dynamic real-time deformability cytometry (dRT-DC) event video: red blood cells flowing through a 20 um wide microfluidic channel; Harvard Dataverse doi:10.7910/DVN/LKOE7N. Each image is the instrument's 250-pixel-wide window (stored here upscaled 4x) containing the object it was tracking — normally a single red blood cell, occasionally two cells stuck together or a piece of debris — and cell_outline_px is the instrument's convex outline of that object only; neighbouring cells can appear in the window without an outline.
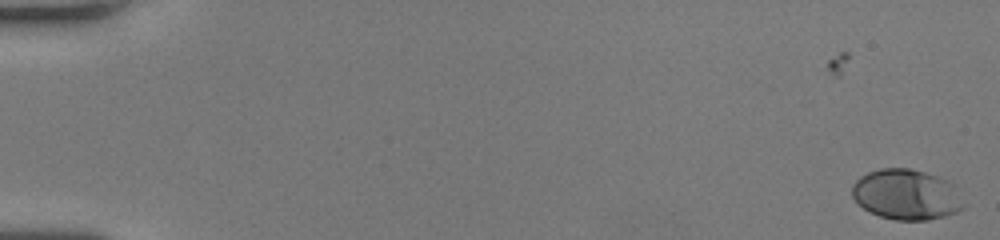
{"species": "human", "species_latin": "Homo sapiens", "temperature_condition": "room temperature", "stored_images_in_passage": 45, "camera_frame_rate_fps": 3000, "um_per_image_px": 0.085, "donor": {"sex": "female"}, "frame": {"image": 1, "passage_image": 1, "time_ms": 0.0, "image_size_px": [1000, 240], "cell_outline_px": [[964, 208], [956, 212], [944, 216], [928, 220], [896, 220], [880, 216], [856, 204], [852, 196], [852, 184], [860, 176], [868, 172], [880, 168], [908, 168], [940, 176], [956, 184], [964, 204]], "centroid_in_image_um": [77.06, 16.52], "position_along_channel_um": 7.9, "area_um2": 33.18}}
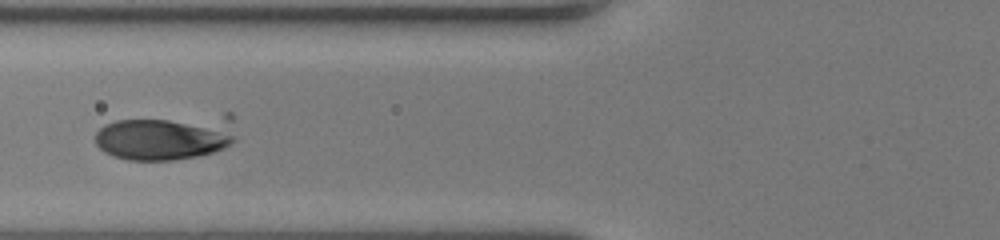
{"frame": {"image": 2, "passage_image": 23, "time_ms": 7.333, "image_size_px": [1000, 240], "cell_outline_px": [[236, 140], [232, 144], [224, 148], [200, 156], [176, 160], [128, 160], [112, 156], [104, 152], [96, 144], [96, 132], [104, 124], [116, 120], [224, 112], [232, 112], [236, 136]], "centroid_in_image_um": [14.21, 11.61], "position_along_channel_um": 111.6, "area_um2": 38.96}}
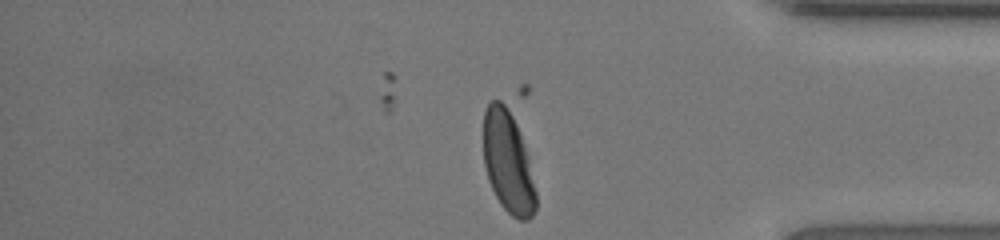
{"frame": {"image": 3, "passage_image": 45, "time_ms": 14.667, "image_size_px": [1000, 240], "cell_outline_px": [[536, 208], [532, 216], [528, 220], [520, 220], [512, 216], [500, 204], [488, 180], [484, 164], [484, 112], [488, 104], [492, 100], [500, 100], [504, 104], [512, 116], [516, 124], [528, 156], [536, 192]], "centroid_in_image_um": [43.18, 13.82], "position_along_channel_um": 392.0, "area_um2": 30.75}}